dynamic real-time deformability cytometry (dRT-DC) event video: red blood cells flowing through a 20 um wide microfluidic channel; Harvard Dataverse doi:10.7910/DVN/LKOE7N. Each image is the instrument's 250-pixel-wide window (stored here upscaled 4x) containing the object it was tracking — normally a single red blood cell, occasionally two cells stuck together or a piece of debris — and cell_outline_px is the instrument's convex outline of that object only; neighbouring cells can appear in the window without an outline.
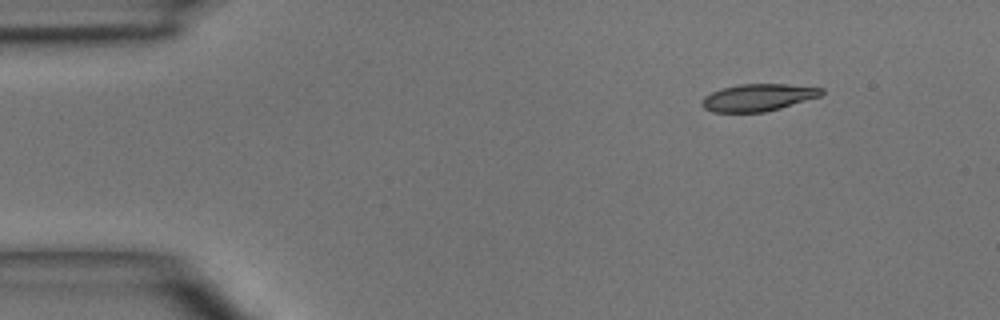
{"species": "common noctule bat (a hibernating species)", "species_latin": "Nyctalus noctula", "temperature_condition": "room temperature", "stored_images_in_passage": 3, "camera_frame_rate_fps": 3000, "um_per_image_px": 0.085, "animal": {"sex": "male", "body_mass_g": 15.6}, "frame": {"image": 1, "passage_image": 1, "time_ms": 0.0, "image_size_px": [1000, 320], "cell_outline_px": [[824, 92], [820, 96], [780, 108], [764, 112], [712, 112], [704, 108], [700, 104], [700, 100], [704, 96], [712, 92], [724, 88], [740, 84], [788, 84], [824, 88]], "centroid_in_image_um": [64.42, 8.29], "position_along_channel_um": 20.6, "area_um2": 18.9}}